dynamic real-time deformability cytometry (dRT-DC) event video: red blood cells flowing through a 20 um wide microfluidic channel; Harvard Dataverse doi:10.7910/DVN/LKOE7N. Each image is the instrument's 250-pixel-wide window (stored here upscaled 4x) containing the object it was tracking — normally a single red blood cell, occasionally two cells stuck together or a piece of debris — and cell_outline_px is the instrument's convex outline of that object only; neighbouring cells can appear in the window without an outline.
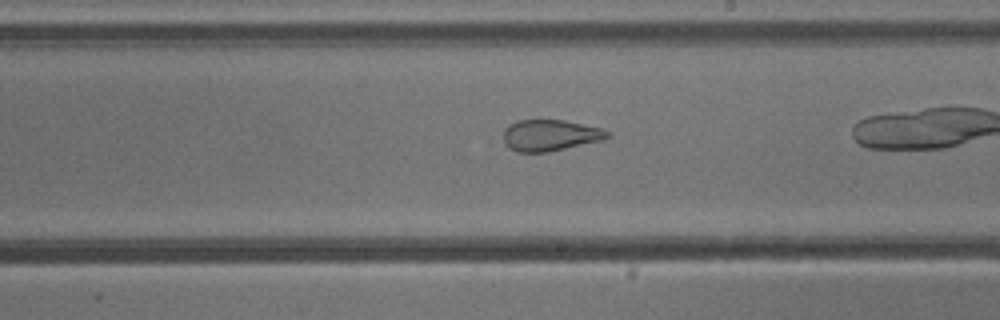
{"species": "common noctule bat (a hibernating species)", "species_latin": "Nyctalus noctula", "temperature_condition": "cold", "stored_images_in_passage": 35, "camera_frame_rate_fps": 3000, "um_per_image_px": 0.085, "animal": {"sex": "male", "body_mass_g": 13.3}, "frame": {"image": 1, "passage_image": 25, "time_ms": 8.0, "image_size_px": [1000, 320], "cell_outline_px": [[608, 136], [604, 140], [548, 152], [516, 152], [504, 144], [504, 132], [516, 120], [564, 120], [604, 128], [608, 132]], "centroid_in_image_um": [46.79, 11.5], "position_along_channel_um": 242.2, "area_um2": 18.9}}